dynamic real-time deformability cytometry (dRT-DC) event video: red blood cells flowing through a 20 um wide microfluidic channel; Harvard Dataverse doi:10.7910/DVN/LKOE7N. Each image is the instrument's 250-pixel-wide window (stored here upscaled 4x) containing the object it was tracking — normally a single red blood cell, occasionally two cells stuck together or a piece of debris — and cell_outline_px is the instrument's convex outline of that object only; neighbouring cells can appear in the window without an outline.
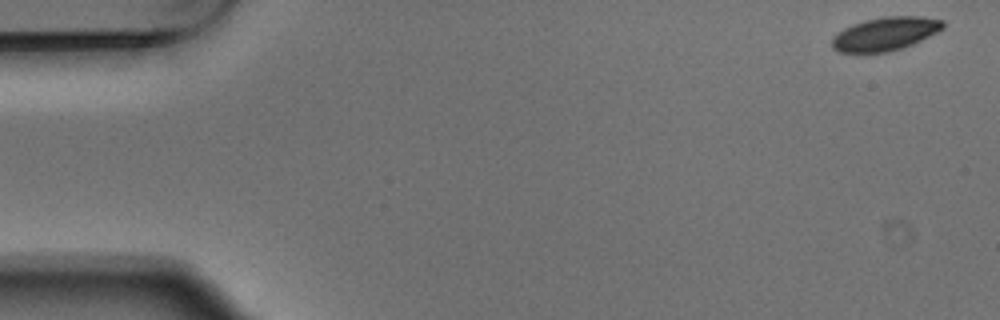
{"species": "Egyptian fruit bat (a non-hibernating species)", "species_latin": "Rousettus aegyptiacus", "temperature_condition": "warm", "stored_images_in_passage": 4, "camera_frame_rate_fps": 3000, "um_per_image_px": 0.085, "animal": {"sex": "male"}, "frame": {"image": 1, "passage_image": 1, "time_ms": 0.0, "image_size_px": [1000, 320], "cell_outline_px": [[944, 28], [912, 44], [888, 52], [840, 52], [832, 48], [832, 36], [836, 32], [852, 24], [864, 20], [884, 16], [920, 16], [944, 20]], "centroid_in_image_um": [75.21, 2.86], "position_along_channel_um": 9.8, "area_um2": 21.56}}